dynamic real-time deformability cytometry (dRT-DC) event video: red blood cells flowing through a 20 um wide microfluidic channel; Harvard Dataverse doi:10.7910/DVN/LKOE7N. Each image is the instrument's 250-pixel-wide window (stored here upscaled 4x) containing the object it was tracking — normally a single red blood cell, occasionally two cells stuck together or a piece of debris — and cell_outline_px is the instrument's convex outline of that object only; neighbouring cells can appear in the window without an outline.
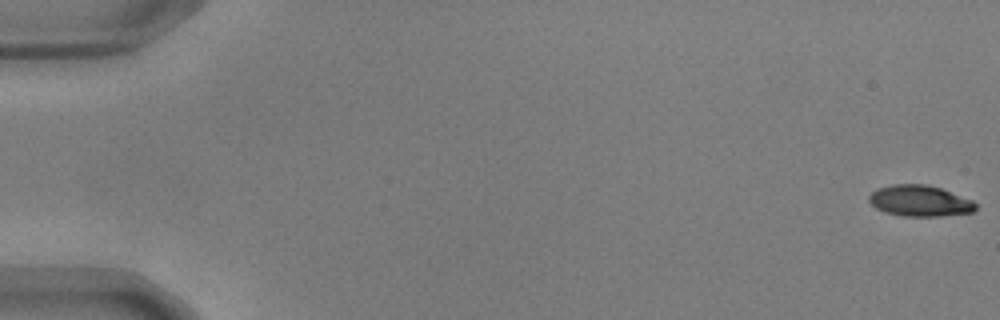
{"species": "common noctule bat (a hibernating species)", "species_latin": "Nyctalus noctula", "temperature_condition": "warm", "stored_images_in_passage": 56, "camera_frame_rate_fps": 3000, "um_per_image_px": 0.085, "animal": {"sex": "male", "body_mass_g": 17.9, "forearm_length_mm": 54.2}, "frame": {"image": 1, "passage_image": 1, "time_ms": 0.0, "image_size_px": [1000, 320], "cell_outline_px": [[976, 208], [972, 212], [940, 216], [904, 216], [884, 212], [876, 208], [868, 200], [868, 196], [876, 188], [892, 184], [924, 184], [940, 188], [972, 200], [976, 204]], "centroid_in_image_um": [78.14, 17.07], "position_along_channel_um": 6.9, "area_um2": 19.25}}
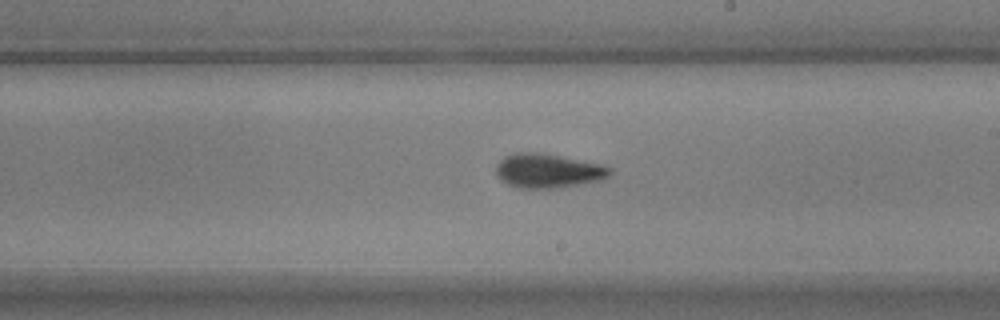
{"frame": {"image": 2, "passage_image": 33, "time_ms": 10.667, "image_size_px": [1000, 320], "cell_outline_px": [[612, 172], [604, 180], [560, 188], [516, 188], [500, 180], [496, 176], [496, 164], [504, 156], [516, 152], [536, 152], [560, 156], [600, 164], [612, 168]], "centroid_in_image_um": [46.57, 14.53], "position_along_channel_um": 242.4, "area_um2": 22.95}}
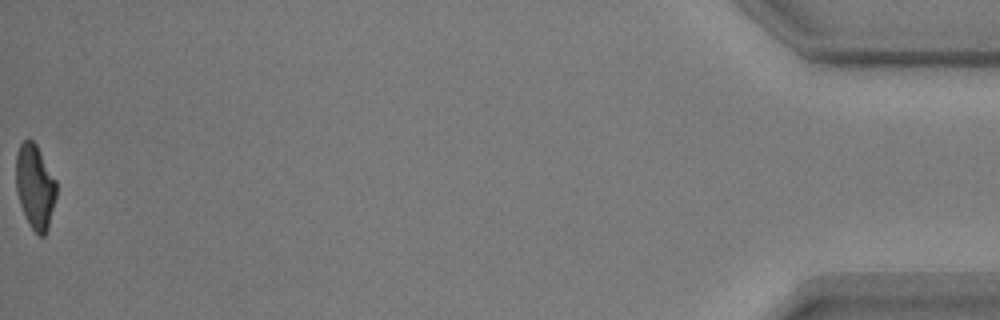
{"frame": {"image": 3, "passage_image": 56, "time_ms": 18.333, "image_size_px": [1000, 320], "cell_outline_px": [[56, 196], [48, 228], [44, 236], [40, 236], [32, 228], [20, 204], [16, 188], [16, 156], [20, 144], [28, 136], [36, 144], [56, 180]], "centroid_in_image_um": [2.98, 15.82], "position_along_channel_um": 432.2, "area_um2": 19.65}, "authors_computed_cell_mechanics": {"area_um2": 20.9525, "velocity_mm_per_s": 3.6911, "shape_relaxation_time_tau1_ms": 2.9604, "shape_relaxation_time_tau2_ms": 1.8694, "deformation_change_tau1": 0.1748, "deformation_change_tau2": 0.0962}}